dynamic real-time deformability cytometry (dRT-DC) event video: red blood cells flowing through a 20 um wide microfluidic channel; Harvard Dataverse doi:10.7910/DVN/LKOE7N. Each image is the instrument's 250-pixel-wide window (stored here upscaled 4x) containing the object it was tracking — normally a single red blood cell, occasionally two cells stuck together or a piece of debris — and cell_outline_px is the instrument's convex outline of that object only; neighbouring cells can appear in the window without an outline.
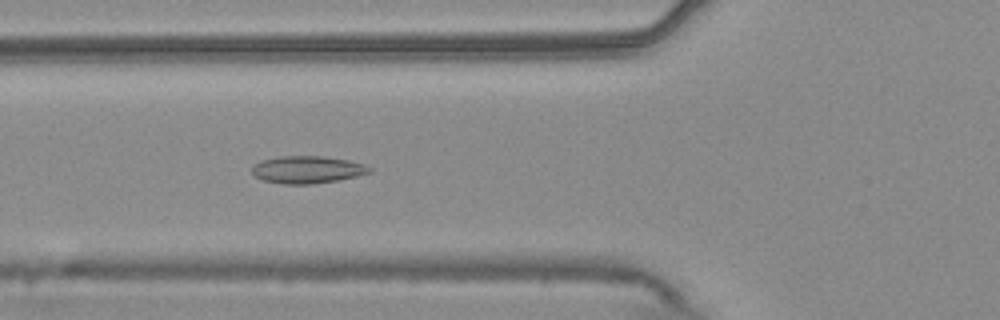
{"species": "common noctule bat (a hibernating species)", "species_latin": "Nyctalus noctula", "temperature_condition": "warm", "stored_images_in_passage": 54, "camera_frame_rate_fps": 3000, "um_per_image_px": 0.085, "animal": {"sex": "male", "body_mass_g": 20.4}, "frame": {"image": 1, "passage_image": 20, "time_ms": 6.333, "image_size_px": [1000, 320], "cell_outline_px": [[372, 172], [356, 176], [336, 180], [312, 184], [284, 184], [264, 180], [256, 176], [252, 172], [252, 164], [260, 160], [280, 156], [324, 156], [348, 160], [364, 164], [372, 168]], "centroid_in_image_um": [26.11, 14.41], "position_along_channel_um": 99.7, "area_um2": 18.73}}
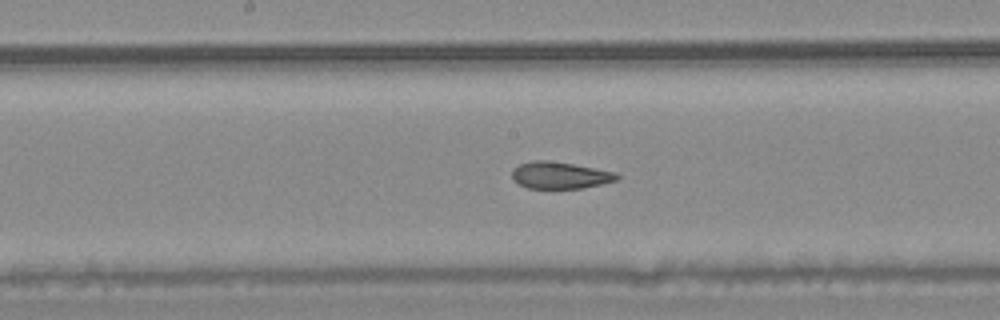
{"frame": {"image": 2, "passage_image": 28, "time_ms": 9.0, "image_size_px": [1000, 320], "cell_outline_px": [[620, 176], [616, 180], [584, 188], [528, 188], [512, 180], [512, 168], [520, 164], [532, 160], [544, 160], [572, 164], [616, 172]], "centroid_in_image_um": [47.57, 14.9], "position_along_channel_um": 200.6, "area_um2": 16.3}}
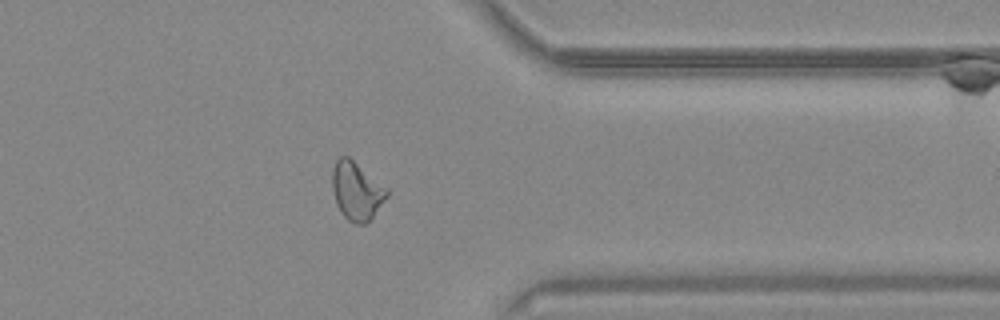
{"frame": {"image": 3, "passage_image": 43, "time_ms": 14.0, "image_size_px": [1000, 320], "cell_outline_px": [[388, 196], [372, 216], [364, 224], [356, 224], [348, 220], [340, 212], [336, 204], [332, 188], [332, 168], [336, 160], [340, 156], [348, 156], [388, 188]], "centroid_in_image_um": [30.29, 16.21], "position_along_channel_um": 381.1, "area_um2": 18.44}, "authors_computed_cell_mechanics": {"area_um2": 18.8139, "velocity_mm_per_s": 3.7667, "shape_relaxation_time_tau1_ms": null, "shape_relaxation_time_tau2_ms": 1.9377, "deformation_change_tau1": null, "deformation_change_tau2": 0.0829}}